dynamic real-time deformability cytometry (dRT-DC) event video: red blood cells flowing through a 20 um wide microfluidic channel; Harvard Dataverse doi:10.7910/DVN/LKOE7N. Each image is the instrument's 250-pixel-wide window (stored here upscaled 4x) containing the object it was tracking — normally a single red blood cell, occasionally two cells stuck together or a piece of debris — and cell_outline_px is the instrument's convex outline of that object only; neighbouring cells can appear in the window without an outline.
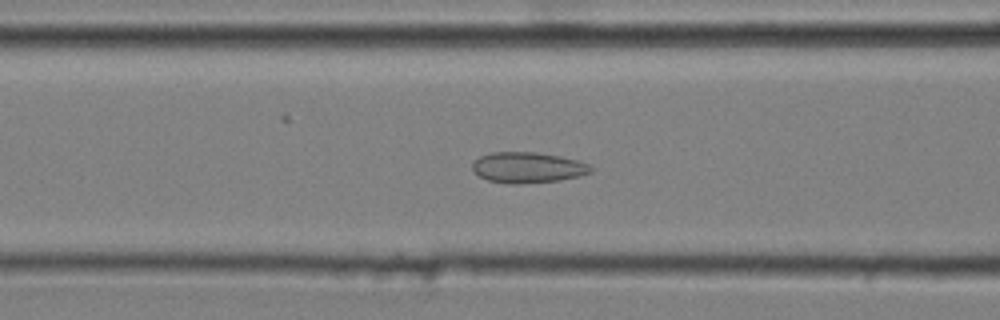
{"species": "common noctule bat (a hibernating species)", "species_latin": "Nyctalus noctula", "temperature_condition": "cold", "stored_images_in_passage": 42, "camera_frame_rate_fps": 3000, "um_per_image_px": 0.085, "animal": {"sex": "male", "body_mass_g": 20.4}, "frame": {"image": 1, "passage_image": 11, "time_ms": 3.333, "image_size_px": [1000, 320], "cell_outline_px": [[592, 172], [580, 176], [560, 180], [516, 184], [508, 184], [488, 180], [480, 176], [472, 168], [472, 164], [480, 156], [492, 152], [536, 152], [560, 156], [580, 160], [588, 164], [592, 168]], "centroid_in_image_um": [44.89, 14.23], "position_along_channel_um": 121.7, "area_um2": 21.21}}
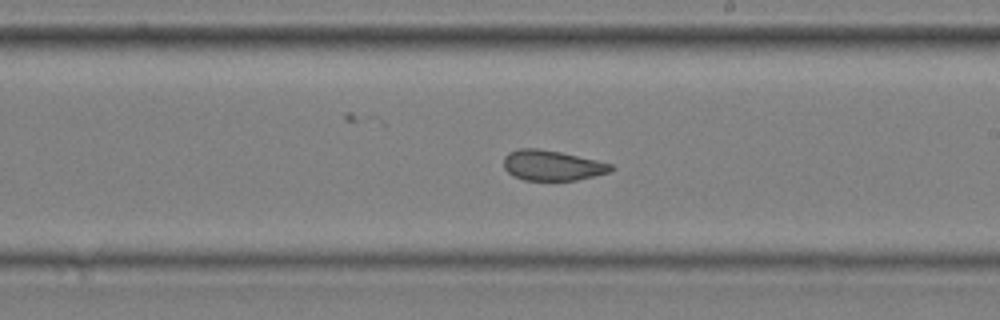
{"frame": {"image": 2, "passage_image": 21, "time_ms": 6.667, "image_size_px": [1000, 320], "cell_outline_px": [[616, 168], [608, 172], [576, 180], [524, 180], [512, 176], [504, 168], [504, 156], [508, 152], [520, 148], [536, 148], [560, 152], [596, 160], [612, 164]], "centroid_in_image_um": [46.9, 14.06], "position_along_channel_um": 242.1, "area_um2": 18.84}}
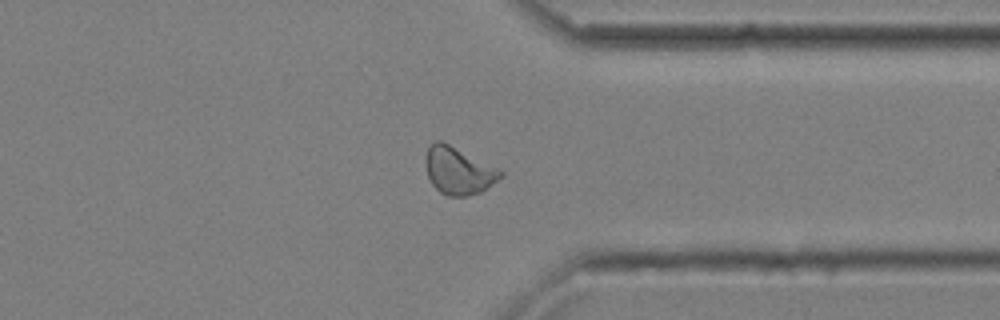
{"frame": {"image": 3, "passage_image": 32, "time_ms": 10.333, "image_size_px": [1000, 320], "cell_outline_px": [[504, 176], [480, 192], [468, 196], [448, 196], [440, 192], [432, 184], [428, 176], [424, 164], [428, 148], [436, 140], [440, 140], [500, 168], [504, 172]], "centroid_in_image_um": [38.99, 14.51], "position_along_channel_um": 372.4, "area_um2": 20.69}, "authors_computed_cell_mechanics": {"area_um2": 20.7213, "velocity_mm_per_s": 3.6153, "shape_relaxation_time_tau1_ms": null, "shape_relaxation_time_tau2_ms": 1.743, "deformation_change_tau1": null, "deformation_change_tau2": 0.0814}}